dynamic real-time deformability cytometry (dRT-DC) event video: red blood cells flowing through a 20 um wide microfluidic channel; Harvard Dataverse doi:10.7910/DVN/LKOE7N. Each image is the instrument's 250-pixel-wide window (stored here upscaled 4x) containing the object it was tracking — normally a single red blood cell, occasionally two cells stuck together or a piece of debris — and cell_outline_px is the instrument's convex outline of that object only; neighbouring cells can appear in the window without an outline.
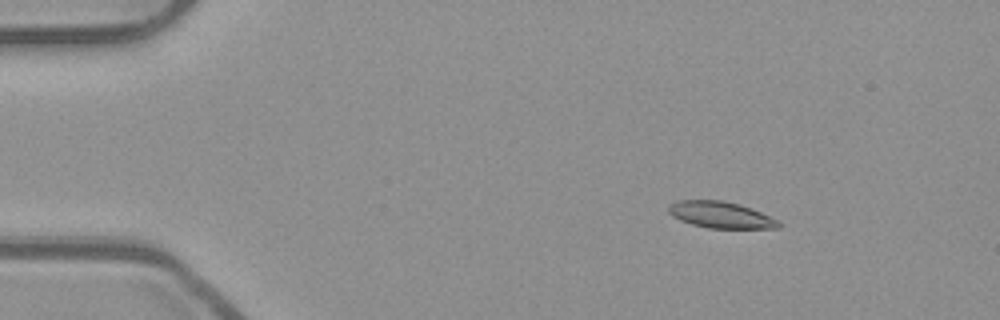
{"species": "common noctule bat (a hibernating species)", "species_latin": "Nyctalus noctula", "temperature_condition": "room temperature", "stored_images_in_passage": 47, "camera_frame_rate_fps": 3000, "um_per_image_px": 0.085, "animal": {"sex": "male", "body_mass_g": 23.1, "forearm_length_mm": 52.7}, "frame": {"image": 1, "passage_image": 1, "time_ms": 0.0, "image_size_px": [1000, 320], "cell_outline_px": [[780, 228], [708, 228], [692, 224], [680, 220], [672, 216], [668, 212], [668, 204], [676, 200], [724, 200], [740, 204], [780, 220]], "centroid_in_image_um": [61.24, 18.25], "position_along_channel_um": 23.8, "area_um2": 17.11}}
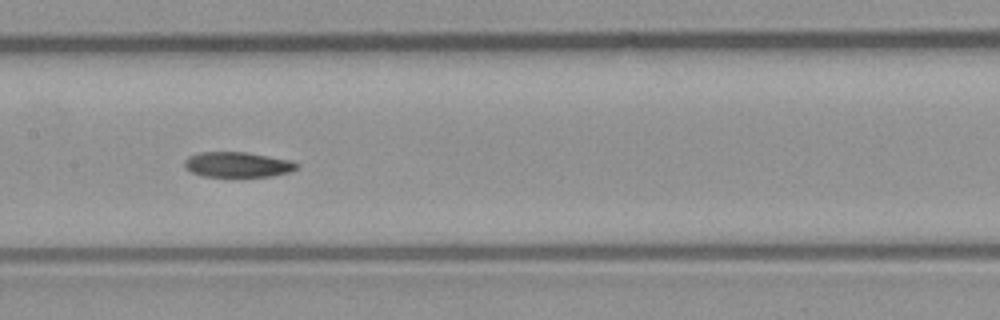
{"frame": {"image": 2, "passage_image": 20, "time_ms": 6.333, "image_size_px": [1000, 320], "cell_outline_px": [[300, 168], [292, 172], [272, 176], [204, 176], [192, 172], [184, 164], [184, 160], [188, 156], [200, 152], [244, 152], [292, 160], [300, 164]], "centroid_in_image_um": [20.27, 13.99], "position_along_channel_um": 187.1, "area_um2": 16.53}}
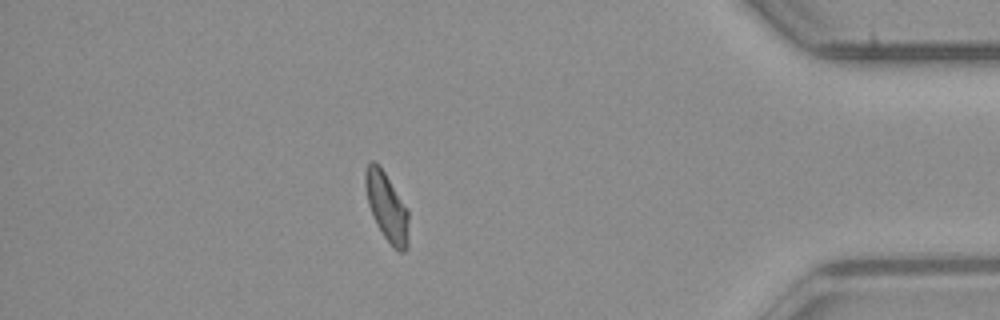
{"frame": {"image": 3, "passage_image": 40, "time_ms": 13.0, "image_size_px": [1000, 320], "cell_outline_px": [[408, 248], [404, 252], [400, 252], [392, 248], [376, 224], [368, 204], [364, 184], [364, 172], [368, 164], [372, 160], [376, 160], [408, 208]], "centroid_in_image_um": [32.87, 17.59], "position_along_channel_um": 402.3, "area_um2": 17.51}, "authors_computed_cell_mechanics": {"area_um2": 17.34, "velocity_mm_per_s": 3.8673, "shape_relaxation_time_tau1_ms": null, "shape_relaxation_time_tau2_ms": 5.5134, "deformation_change_tau1": null, "deformation_change_tau2": 0.1115}}